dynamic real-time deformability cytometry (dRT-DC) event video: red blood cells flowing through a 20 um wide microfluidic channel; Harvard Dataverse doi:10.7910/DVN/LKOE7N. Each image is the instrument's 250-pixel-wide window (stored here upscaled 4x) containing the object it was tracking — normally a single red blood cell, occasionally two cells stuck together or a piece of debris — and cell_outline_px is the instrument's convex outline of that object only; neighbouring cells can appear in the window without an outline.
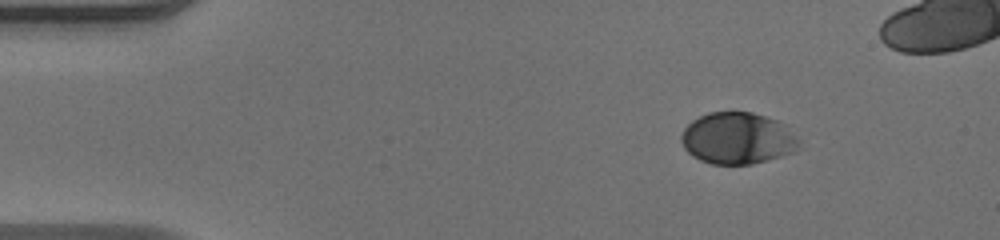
{"species": "human", "species_latin": "Homo sapiens", "temperature_condition": "warm", "stored_images_in_passage": 42, "camera_frame_rate_fps": 3000, "um_per_image_px": 0.085, "donor": {"sex": "male"}, "frame": {"image": 1, "passage_image": 1, "time_ms": 0.0, "image_size_px": [1000, 240], "cell_outline_px": [[800, 148], [792, 152], [780, 156], [752, 164], [712, 164], [700, 160], [692, 156], [684, 148], [680, 140], [680, 136], [684, 128], [692, 120], [708, 112], [752, 112], [776, 120], [796, 136], [800, 140]], "centroid_in_image_um": [62.65, 11.76], "position_along_channel_um": 22.3, "area_um2": 35.32}}
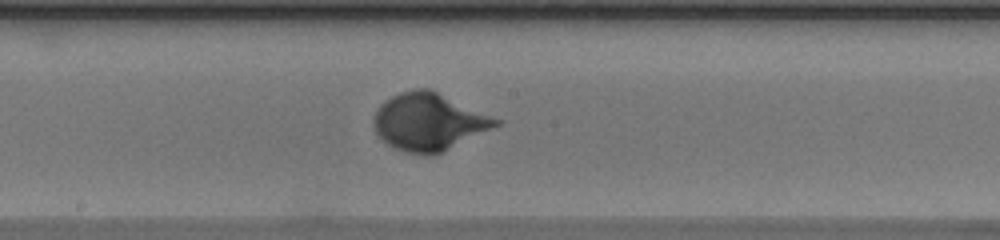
{"frame": {"image": 2, "passage_image": 22, "time_ms": 7.0, "image_size_px": [1000, 240], "cell_outline_px": [[504, 120], [500, 124], [432, 156], [408, 152], [392, 148], [376, 132], [372, 120], [380, 104], [384, 100], [400, 92], [416, 88], [428, 88]], "centroid_in_image_um": [36.44, 10.34], "position_along_channel_um": 211.8, "area_um2": 40.52}}
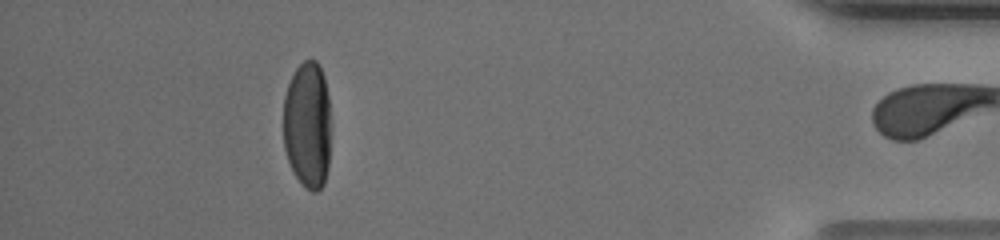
{"frame": {"image": 3, "passage_image": 41, "time_ms": 13.333, "image_size_px": [1000, 240], "cell_outline_px": [[328, 168], [324, 184], [316, 192], [312, 192], [304, 188], [296, 176], [288, 160], [284, 148], [284, 96], [288, 84], [296, 68], [304, 60], [316, 60], [324, 76], [328, 96]], "centroid_in_image_um": [26.12, 10.64], "position_along_channel_um": 409.1, "area_um2": 34.85}}